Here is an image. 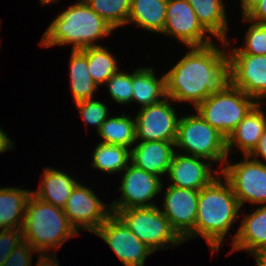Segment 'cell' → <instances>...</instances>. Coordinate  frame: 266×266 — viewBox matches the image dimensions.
Listing matches in <instances>:
<instances>
[{
	"instance_id": "cell-1",
	"label": "cell",
	"mask_w": 266,
	"mask_h": 266,
	"mask_svg": "<svg viewBox=\"0 0 266 266\" xmlns=\"http://www.w3.org/2000/svg\"><path fill=\"white\" fill-rule=\"evenodd\" d=\"M188 48L185 56L164 73L166 97L172 102H190L195 109L229 81L228 52L214 43Z\"/></svg>"
},
{
	"instance_id": "cell-2",
	"label": "cell",
	"mask_w": 266,
	"mask_h": 266,
	"mask_svg": "<svg viewBox=\"0 0 266 266\" xmlns=\"http://www.w3.org/2000/svg\"><path fill=\"white\" fill-rule=\"evenodd\" d=\"M221 177L218 175L199 191L195 226L183 239L186 242L195 237L204 238L211 255L219 251L241 209L230 183Z\"/></svg>"
},
{
	"instance_id": "cell-3",
	"label": "cell",
	"mask_w": 266,
	"mask_h": 266,
	"mask_svg": "<svg viewBox=\"0 0 266 266\" xmlns=\"http://www.w3.org/2000/svg\"><path fill=\"white\" fill-rule=\"evenodd\" d=\"M114 29L103 20L84 0L61 11L43 33L40 45L44 48L66 44L72 50L100 46L95 41L110 36Z\"/></svg>"
},
{
	"instance_id": "cell-4",
	"label": "cell",
	"mask_w": 266,
	"mask_h": 266,
	"mask_svg": "<svg viewBox=\"0 0 266 266\" xmlns=\"http://www.w3.org/2000/svg\"><path fill=\"white\" fill-rule=\"evenodd\" d=\"M23 240L28 242L38 253L53 252L51 248H59L66 240L80 235L71 225L63 209L31 194L26 204Z\"/></svg>"
},
{
	"instance_id": "cell-5",
	"label": "cell",
	"mask_w": 266,
	"mask_h": 266,
	"mask_svg": "<svg viewBox=\"0 0 266 266\" xmlns=\"http://www.w3.org/2000/svg\"><path fill=\"white\" fill-rule=\"evenodd\" d=\"M175 148L186 155L221 163L222 170L228 159L227 138L208 124L196 111L195 114L179 117ZM214 161V162H213Z\"/></svg>"
},
{
	"instance_id": "cell-6",
	"label": "cell",
	"mask_w": 266,
	"mask_h": 266,
	"mask_svg": "<svg viewBox=\"0 0 266 266\" xmlns=\"http://www.w3.org/2000/svg\"><path fill=\"white\" fill-rule=\"evenodd\" d=\"M257 102L230 81L210 94L194 110L226 138Z\"/></svg>"
},
{
	"instance_id": "cell-7",
	"label": "cell",
	"mask_w": 266,
	"mask_h": 266,
	"mask_svg": "<svg viewBox=\"0 0 266 266\" xmlns=\"http://www.w3.org/2000/svg\"><path fill=\"white\" fill-rule=\"evenodd\" d=\"M161 209L157 205L135 207L119 210L116 215L140 241L156 252L184 243Z\"/></svg>"
},
{
	"instance_id": "cell-8",
	"label": "cell",
	"mask_w": 266,
	"mask_h": 266,
	"mask_svg": "<svg viewBox=\"0 0 266 266\" xmlns=\"http://www.w3.org/2000/svg\"><path fill=\"white\" fill-rule=\"evenodd\" d=\"M224 165L221 175L230 183L241 207L247 202L266 205V163L244 156L235 164L227 159Z\"/></svg>"
},
{
	"instance_id": "cell-9",
	"label": "cell",
	"mask_w": 266,
	"mask_h": 266,
	"mask_svg": "<svg viewBox=\"0 0 266 266\" xmlns=\"http://www.w3.org/2000/svg\"><path fill=\"white\" fill-rule=\"evenodd\" d=\"M121 197L110 203L111 213L116 214L119 210L156 206L153 198H155L163 189V181L161 177L146 172L136 167L132 163L122 171Z\"/></svg>"
},
{
	"instance_id": "cell-10",
	"label": "cell",
	"mask_w": 266,
	"mask_h": 266,
	"mask_svg": "<svg viewBox=\"0 0 266 266\" xmlns=\"http://www.w3.org/2000/svg\"><path fill=\"white\" fill-rule=\"evenodd\" d=\"M94 234L107 243L124 266H144L146 258L154 252L116 214H111Z\"/></svg>"
},
{
	"instance_id": "cell-11",
	"label": "cell",
	"mask_w": 266,
	"mask_h": 266,
	"mask_svg": "<svg viewBox=\"0 0 266 266\" xmlns=\"http://www.w3.org/2000/svg\"><path fill=\"white\" fill-rule=\"evenodd\" d=\"M166 97L157 104L140 108L135 116L136 141L175 142L178 113Z\"/></svg>"
},
{
	"instance_id": "cell-12",
	"label": "cell",
	"mask_w": 266,
	"mask_h": 266,
	"mask_svg": "<svg viewBox=\"0 0 266 266\" xmlns=\"http://www.w3.org/2000/svg\"><path fill=\"white\" fill-rule=\"evenodd\" d=\"M63 211L77 232L81 229L92 233L112 214L110 204L103 203L83 183L74 187Z\"/></svg>"
},
{
	"instance_id": "cell-13",
	"label": "cell",
	"mask_w": 266,
	"mask_h": 266,
	"mask_svg": "<svg viewBox=\"0 0 266 266\" xmlns=\"http://www.w3.org/2000/svg\"><path fill=\"white\" fill-rule=\"evenodd\" d=\"M162 34L174 37L187 48L213 43V37L199 23L187 0L167 1L166 21Z\"/></svg>"
},
{
	"instance_id": "cell-14",
	"label": "cell",
	"mask_w": 266,
	"mask_h": 266,
	"mask_svg": "<svg viewBox=\"0 0 266 266\" xmlns=\"http://www.w3.org/2000/svg\"><path fill=\"white\" fill-rule=\"evenodd\" d=\"M228 76L257 103L266 97V55L228 54Z\"/></svg>"
},
{
	"instance_id": "cell-15",
	"label": "cell",
	"mask_w": 266,
	"mask_h": 266,
	"mask_svg": "<svg viewBox=\"0 0 266 266\" xmlns=\"http://www.w3.org/2000/svg\"><path fill=\"white\" fill-rule=\"evenodd\" d=\"M199 191L168 185L164 192L163 210L171 227L184 239L195 226Z\"/></svg>"
},
{
	"instance_id": "cell-16",
	"label": "cell",
	"mask_w": 266,
	"mask_h": 266,
	"mask_svg": "<svg viewBox=\"0 0 266 266\" xmlns=\"http://www.w3.org/2000/svg\"><path fill=\"white\" fill-rule=\"evenodd\" d=\"M212 165L214 164L204 158L176 151L167 173L173 182L168 184L177 188L200 191L209 185L217 177L216 175L221 174L219 169L212 172Z\"/></svg>"
},
{
	"instance_id": "cell-17",
	"label": "cell",
	"mask_w": 266,
	"mask_h": 266,
	"mask_svg": "<svg viewBox=\"0 0 266 266\" xmlns=\"http://www.w3.org/2000/svg\"><path fill=\"white\" fill-rule=\"evenodd\" d=\"M130 149V163L157 176L168 173L176 152L175 142L138 141Z\"/></svg>"
},
{
	"instance_id": "cell-18",
	"label": "cell",
	"mask_w": 266,
	"mask_h": 266,
	"mask_svg": "<svg viewBox=\"0 0 266 266\" xmlns=\"http://www.w3.org/2000/svg\"><path fill=\"white\" fill-rule=\"evenodd\" d=\"M232 248L228 255L234 251L243 250L253 255L266 250V205H262L254 212L244 216L239 229L233 236Z\"/></svg>"
},
{
	"instance_id": "cell-19",
	"label": "cell",
	"mask_w": 266,
	"mask_h": 266,
	"mask_svg": "<svg viewBox=\"0 0 266 266\" xmlns=\"http://www.w3.org/2000/svg\"><path fill=\"white\" fill-rule=\"evenodd\" d=\"M265 129L266 114L261 103H256L227 138L228 157L236 146L244 156H249L257 147Z\"/></svg>"
},
{
	"instance_id": "cell-20",
	"label": "cell",
	"mask_w": 266,
	"mask_h": 266,
	"mask_svg": "<svg viewBox=\"0 0 266 266\" xmlns=\"http://www.w3.org/2000/svg\"><path fill=\"white\" fill-rule=\"evenodd\" d=\"M39 188L32 194L43 202L63 209L74 187L79 183L65 171L46 167Z\"/></svg>"
},
{
	"instance_id": "cell-21",
	"label": "cell",
	"mask_w": 266,
	"mask_h": 266,
	"mask_svg": "<svg viewBox=\"0 0 266 266\" xmlns=\"http://www.w3.org/2000/svg\"><path fill=\"white\" fill-rule=\"evenodd\" d=\"M192 6L202 27L219 42L223 47L231 42L227 38L228 20L226 7L222 0H187Z\"/></svg>"
},
{
	"instance_id": "cell-22",
	"label": "cell",
	"mask_w": 266,
	"mask_h": 266,
	"mask_svg": "<svg viewBox=\"0 0 266 266\" xmlns=\"http://www.w3.org/2000/svg\"><path fill=\"white\" fill-rule=\"evenodd\" d=\"M166 98L165 74L156 77L153 67H140L132 73V102L142 107Z\"/></svg>"
},
{
	"instance_id": "cell-23",
	"label": "cell",
	"mask_w": 266,
	"mask_h": 266,
	"mask_svg": "<svg viewBox=\"0 0 266 266\" xmlns=\"http://www.w3.org/2000/svg\"><path fill=\"white\" fill-rule=\"evenodd\" d=\"M31 190L19 187L0 188V229H22L26 204Z\"/></svg>"
},
{
	"instance_id": "cell-24",
	"label": "cell",
	"mask_w": 266,
	"mask_h": 266,
	"mask_svg": "<svg viewBox=\"0 0 266 266\" xmlns=\"http://www.w3.org/2000/svg\"><path fill=\"white\" fill-rule=\"evenodd\" d=\"M168 0H131L128 23L147 32L162 33L166 21Z\"/></svg>"
},
{
	"instance_id": "cell-25",
	"label": "cell",
	"mask_w": 266,
	"mask_h": 266,
	"mask_svg": "<svg viewBox=\"0 0 266 266\" xmlns=\"http://www.w3.org/2000/svg\"><path fill=\"white\" fill-rule=\"evenodd\" d=\"M86 48L71 50L69 61L70 88L74 103L92 99L98 90L96 84L88 72Z\"/></svg>"
},
{
	"instance_id": "cell-26",
	"label": "cell",
	"mask_w": 266,
	"mask_h": 266,
	"mask_svg": "<svg viewBox=\"0 0 266 266\" xmlns=\"http://www.w3.org/2000/svg\"><path fill=\"white\" fill-rule=\"evenodd\" d=\"M100 143L124 146L131 149L136 144L135 118L126 114L108 117L100 126Z\"/></svg>"
},
{
	"instance_id": "cell-27",
	"label": "cell",
	"mask_w": 266,
	"mask_h": 266,
	"mask_svg": "<svg viewBox=\"0 0 266 266\" xmlns=\"http://www.w3.org/2000/svg\"><path fill=\"white\" fill-rule=\"evenodd\" d=\"M92 156L91 166L109 174L122 172L130 163V149L119 145L98 143Z\"/></svg>"
},
{
	"instance_id": "cell-28",
	"label": "cell",
	"mask_w": 266,
	"mask_h": 266,
	"mask_svg": "<svg viewBox=\"0 0 266 266\" xmlns=\"http://www.w3.org/2000/svg\"><path fill=\"white\" fill-rule=\"evenodd\" d=\"M88 72L93 81L103 85L106 81L119 71L115 56L102 45L86 48Z\"/></svg>"
},
{
	"instance_id": "cell-29",
	"label": "cell",
	"mask_w": 266,
	"mask_h": 266,
	"mask_svg": "<svg viewBox=\"0 0 266 266\" xmlns=\"http://www.w3.org/2000/svg\"><path fill=\"white\" fill-rule=\"evenodd\" d=\"M114 30L127 24L131 0H84Z\"/></svg>"
},
{
	"instance_id": "cell-30",
	"label": "cell",
	"mask_w": 266,
	"mask_h": 266,
	"mask_svg": "<svg viewBox=\"0 0 266 266\" xmlns=\"http://www.w3.org/2000/svg\"><path fill=\"white\" fill-rule=\"evenodd\" d=\"M242 21L251 23L244 37L243 46L230 47L228 54L266 55V24H258L242 17Z\"/></svg>"
},
{
	"instance_id": "cell-31",
	"label": "cell",
	"mask_w": 266,
	"mask_h": 266,
	"mask_svg": "<svg viewBox=\"0 0 266 266\" xmlns=\"http://www.w3.org/2000/svg\"><path fill=\"white\" fill-rule=\"evenodd\" d=\"M105 84L113 101L121 105L132 103V73L119 70Z\"/></svg>"
},
{
	"instance_id": "cell-32",
	"label": "cell",
	"mask_w": 266,
	"mask_h": 266,
	"mask_svg": "<svg viewBox=\"0 0 266 266\" xmlns=\"http://www.w3.org/2000/svg\"><path fill=\"white\" fill-rule=\"evenodd\" d=\"M75 104L85 126H88V124L95 126L97 132L102 123L110 116L106 104L99 100H94V98L80 101Z\"/></svg>"
},
{
	"instance_id": "cell-33",
	"label": "cell",
	"mask_w": 266,
	"mask_h": 266,
	"mask_svg": "<svg viewBox=\"0 0 266 266\" xmlns=\"http://www.w3.org/2000/svg\"><path fill=\"white\" fill-rule=\"evenodd\" d=\"M23 241L22 229L0 230V266H3L14 248Z\"/></svg>"
},
{
	"instance_id": "cell-34",
	"label": "cell",
	"mask_w": 266,
	"mask_h": 266,
	"mask_svg": "<svg viewBox=\"0 0 266 266\" xmlns=\"http://www.w3.org/2000/svg\"><path fill=\"white\" fill-rule=\"evenodd\" d=\"M38 252L24 240L8 256L3 266H32V254Z\"/></svg>"
},
{
	"instance_id": "cell-35",
	"label": "cell",
	"mask_w": 266,
	"mask_h": 266,
	"mask_svg": "<svg viewBox=\"0 0 266 266\" xmlns=\"http://www.w3.org/2000/svg\"><path fill=\"white\" fill-rule=\"evenodd\" d=\"M245 17L249 21L266 24V0H261Z\"/></svg>"
},
{
	"instance_id": "cell-36",
	"label": "cell",
	"mask_w": 266,
	"mask_h": 266,
	"mask_svg": "<svg viewBox=\"0 0 266 266\" xmlns=\"http://www.w3.org/2000/svg\"><path fill=\"white\" fill-rule=\"evenodd\" d=\"M249 156L256 161H261L259 158L262 157L265 160L264 163L266 162V129L260 137L257 147Z\"/></svg>"
},
{
	"instance_id": "cell-37",
	"label": "cell",
	"mask_w": 266,
	"mask_h": 266,
	"mask_svg": "<svg viewBox=\"0 0 266 266\" xmlns=\"http://www.w3.org/2000/svg\"><path fill=\"white\" fill-rule=\"evenodd\" d=\"M38 255L36 266H60L54 252H43L38 253Z\"/></svg>"
},
{
	"instance_id": "cell-38",
	"label": "cell",
	"mask_w": 266,
	"mask_h": 266,
	"mask_svg": "<svg viewBox=\"0 0 266 266\" xmlns=\"http://www.w3.org/2000/svg\"><path fill=\"white\" fill-rule=\"evenodd\" d=\"M3 131L4 130L0 128V154L8 150H12V147L14 146V141H12L7 133Z\"/></svg>"
},
{
	"instance_id": "cell-39",
	"label": "cell",
	"mask_w": 266,
	"mask_h": 266,
	"mask_svg": "<svg viewBox=\"0 0 266 266\" xmlns=\"http://www.w3.org/2000/svg\"><path fill=\"white\" fill-rule=\"evenodd\" d=\"M261 0H240L242 17H245Z\"/></svg>"
},
{
	"instance_id": "cell-40",
	"label": "cell",
	"mask_w": 266,
	"mask_h": 266,
	"mask_svg": "<svg viewBox=\"0 0 266 266\" xmlns=\"http://www.w3.org/2000/svg\"><path fill=\"white\" fill-rule=\"evenodd\" d=\"M252 256L255 258L257 266H266V250L254 253Z\"/></svg>"
},
{
	"instance_id": "cell-41",
	"label": "cell",
	"mask_w": 266,
	"mask_h": 266,
	"mask_svg": "<svg viewBox=\"0 0 266 266\" xmlns=\"http://www.w3.org/2000/svg\"><path fill=\"white\" fill-rule=\"evenodd\" d=\"M40 1V4L42 5V6H44L45 4L46 5H49V4H52V3H54V2H59V0H39Z\"/></svg>"
}]
</instances>
